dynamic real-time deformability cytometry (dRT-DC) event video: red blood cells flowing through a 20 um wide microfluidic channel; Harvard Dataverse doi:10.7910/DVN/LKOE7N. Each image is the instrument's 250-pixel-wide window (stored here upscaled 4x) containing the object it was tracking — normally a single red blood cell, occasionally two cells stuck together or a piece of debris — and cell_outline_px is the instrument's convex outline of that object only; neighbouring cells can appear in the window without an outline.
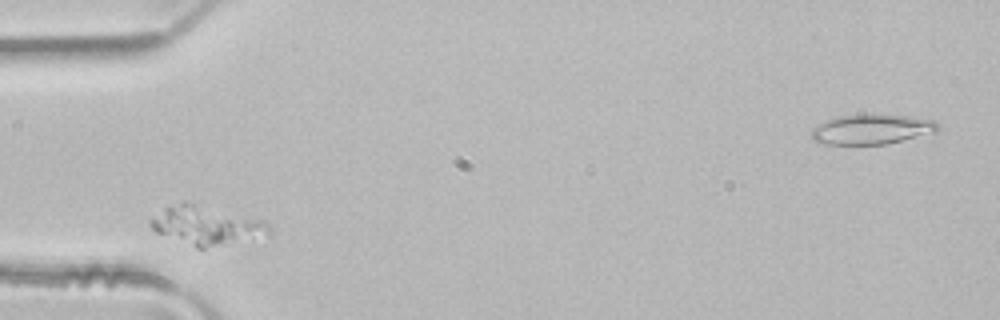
{"species": "common noctule bat (a hibernating species)", "species_latin": "Nyctalus noctula", "temperature_condition": "room temperature", "stored_images_in_passage": 2, "camera_frame_rate_fps": 3000, "um_per_image_px": 0.085, "animal": {"sex": "male", "body_mass_g": 21.5, "forearm_length_mm": 52.0}, "frame": {"image": 1, "passage_image": 1, "time_ms": 0.0, "image_size_px": [1000, 320], "cell_outline_px": [[272, 232], [268, 236], [204, 248], [196, 248], [156, 232], [148, 224], [148, 220], [152, 216], [164, 208], [184, 200], [264, 220], [272, 228]], "centroid_in_image_um": [17.55, 19.15], "position_along_channel_um": 67.4, "area_um2": 27.05}}
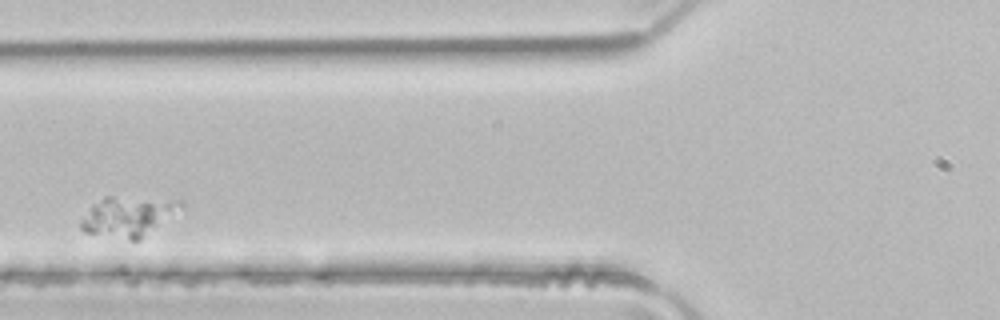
{"frame": {"image": 2, "passage_image": 2, "time_ms": 0.333, "image_size_px": [1000, 320], "cell_outline_px": [[188, 204], [184, 208], [140, 240], [132, 240], [84, 232], [80, 228], [80, 220], [104, 196], [112, 196], [184, 200]], "centroid_in_image_um": [10.99, 18.38], "position_along_channel_um": 114.8, "area_um2": 23.29}}